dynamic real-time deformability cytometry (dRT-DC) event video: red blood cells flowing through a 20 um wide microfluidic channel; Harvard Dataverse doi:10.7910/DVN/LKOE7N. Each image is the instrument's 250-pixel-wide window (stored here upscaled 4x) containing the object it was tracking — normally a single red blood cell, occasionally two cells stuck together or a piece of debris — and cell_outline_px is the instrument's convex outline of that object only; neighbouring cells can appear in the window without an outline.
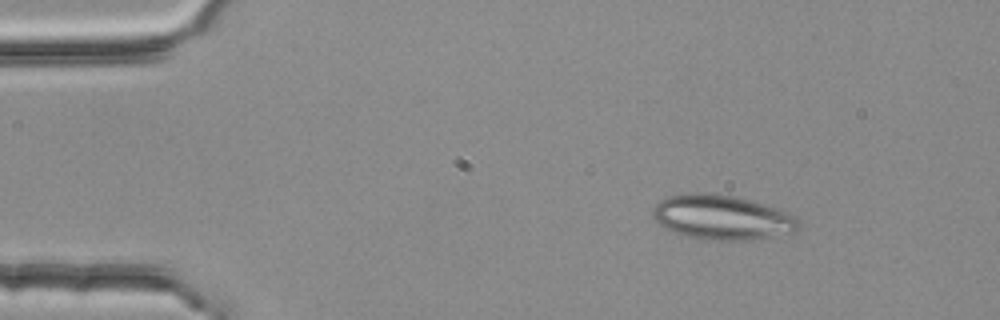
{"species": "common noctule bat (a hibernating species)", "species_latin": "Nyctalus noctula", "temperature_condition": "room temperature", "stored_images_in_passage": 3, "camera_frame_rate_fps": 3000, "um_per_image_px": 0.085, "animal": {"sex": "female", "body_mass_g": 25.1}, "frame": {"image": 1, "passage_image": 1, "time_ms": 0.0, "image_size_px": [1000, 320], "cell_outline_px": [[800, 228], [792, 232], [768, 236], [740, 240], [704, 240], [688, 236], [664, 228], [652, 216], [652, 208], [660, 200], [672, 196], [692, 192], [704, 192], [732, 196], [764, 204], [776, 208], [800, 220]], "centroid_in_image_um": [61.32, 18.47], "position_along_channel_um": 23.7, "area_um2": 37.34}}